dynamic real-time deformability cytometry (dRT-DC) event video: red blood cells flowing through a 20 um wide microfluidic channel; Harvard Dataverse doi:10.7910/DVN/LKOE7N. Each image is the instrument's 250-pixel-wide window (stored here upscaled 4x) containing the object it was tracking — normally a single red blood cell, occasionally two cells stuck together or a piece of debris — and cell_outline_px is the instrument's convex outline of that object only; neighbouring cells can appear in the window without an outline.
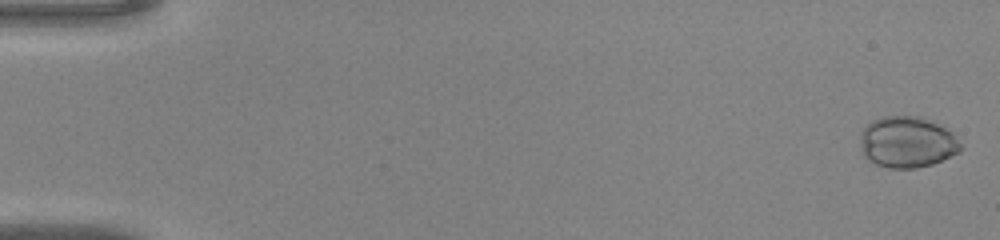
{"species": "common noctule bat (a hibernating species)", "species_latin": "Nyctalus noctula", "temperature_condition": "warm", "stored_images_in_passage": 47, "camera_frame_rate_fps": 3000, "um_per_image_px": 0.085, "animal": {"sex": "male", "body_mass_g": 20.0, "forearm_length_mm": 53.3}, "frame": {"image": 1, "passage_image": 1, "time_ms": 0.0, "image_size_px": [1000, 240], "cell_outline_px": [[960, 152], [932, 164], [916, 168], [888, 168], [876, 164], [868, 160], [864, 156], [860, 148], [864, 128], [872, 120], [884, 116], [920, 116], [952, 132], [960, 144]], "centroid_in_image_um": [77.09, 12.09], "position_along_channel_um": 7.9, "area_um2": 29.65}}
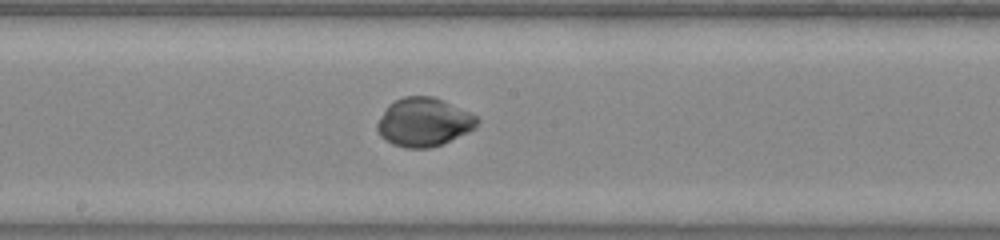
{"frame": {"image": 2, "passage_image": 26, "time_ms": 8.333, "image_size_px": [1000, 240], "cell_outline_px": [[480, 120], [476, 128], [444, 144], [428, 148], [404, 148], [392, 144], [380, 136], [376, 128], [376, 124], [388, 104], [404, 96], [432, 96], [468, 112], [476, 116]], "centroid_in_image_um": [36.01, 10.4], "position_along_channel_um": 212.2, "area_um2": 28.26}}
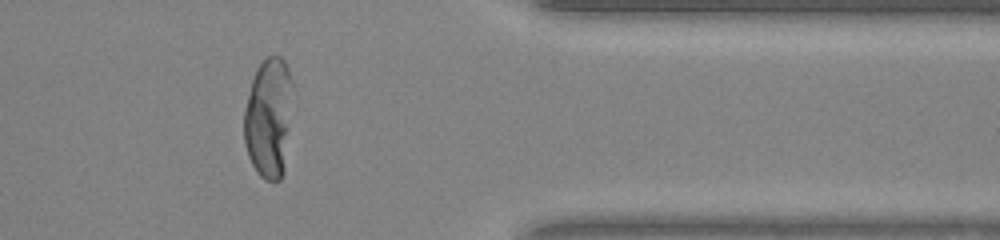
{"frame": {"image": 3, "passage_image": 39, "time_ms": 12.667, "image_size_px": [1000, 240], "cell_outline_px": [[292, 84], [284, 172], [280, 180], [264, 180], [256, 172], [248, 156], [244, 144], [244, 108], [252, 80], [256, 68], [268, 56], [280, 56], [284, 60], [288, 68]], "centroid_in_image_um": [22.81, 10.02], "position_along_channel_um": 388.6, "area_um2": 33.76}}